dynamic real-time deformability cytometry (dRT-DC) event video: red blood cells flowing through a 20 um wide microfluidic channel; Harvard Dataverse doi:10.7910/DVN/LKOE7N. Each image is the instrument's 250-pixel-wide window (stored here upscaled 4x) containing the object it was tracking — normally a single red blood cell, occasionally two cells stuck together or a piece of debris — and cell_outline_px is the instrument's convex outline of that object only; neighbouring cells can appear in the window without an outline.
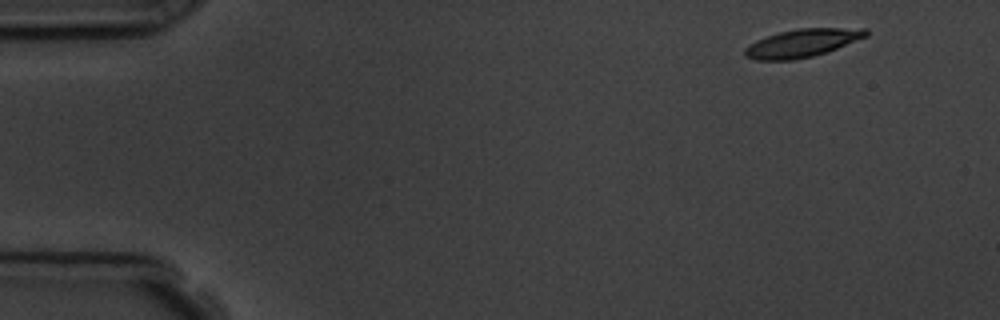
{"species": "common noctule bat (a hibernating species)", "species_latin": "Nyctalus noctula", "temperature_condition": "room temperature", "stored_images_in_passage": 4, "segment_of_instrument_passage": [1, 2], "camera_frame_rate_fps": 3000, "um_per_image_px": 0.085, "animal": {"sex": "male", "body_mass_g": 19.5, "forearm_length_mm": 54.6}, "frame": {"image": 1, "passage_image": 1, "time_ms": 0.0, "image_size_px": [1000, 320], "cell_outline_px": [[868, 36], [836, 48], [812, 56], [792, 60], [756, 60], [744, 56], [744, 48], [748, 44], [756, 40], [780, 32], [800, 28], [868, 28]], "centroid_in_image_um": [68.16, 3.66], "position_along_channel_um": 16.8, "area_um2": 19.65}}
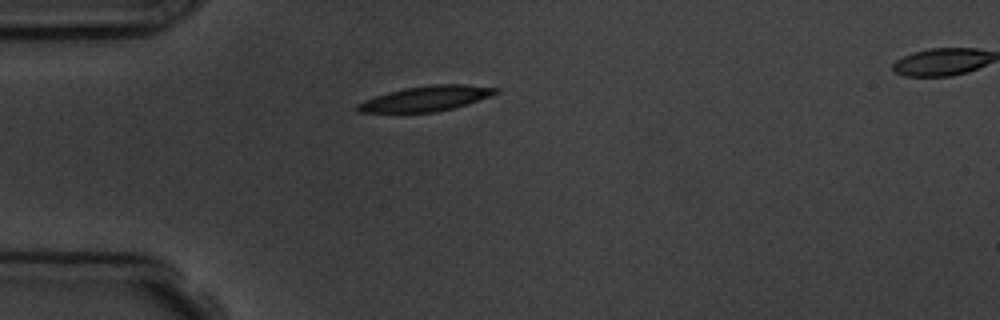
{"frame": {"image": 2, "passage_image": 3, "time_ms": 3.333, "image_size_px": [1000, 320], "cell_outline_px": [[500, 92], [452, 108], [436, 112], [356, 112], [356, 104], [364, 100], [388, 92], [404, 88], [432, 84], [468, 84], [500, 88]], "centroid_in_image_um": [36.19, 8.36], "position_along_channel_um": 48.8, "area_um2": 20.06}}